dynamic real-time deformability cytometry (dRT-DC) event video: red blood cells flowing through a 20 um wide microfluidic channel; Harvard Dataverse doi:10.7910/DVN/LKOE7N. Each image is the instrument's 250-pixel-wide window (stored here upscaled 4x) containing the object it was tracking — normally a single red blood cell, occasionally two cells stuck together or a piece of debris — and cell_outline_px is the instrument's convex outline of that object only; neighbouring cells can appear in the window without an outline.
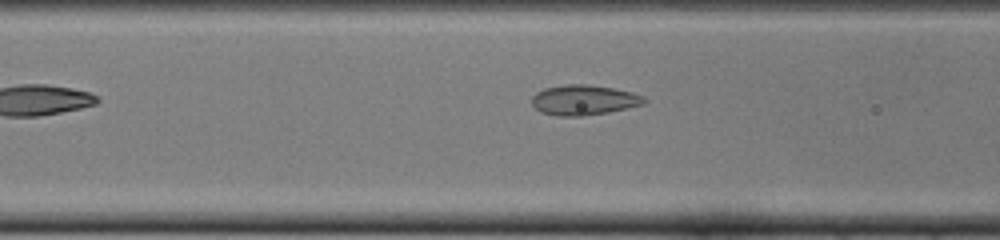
{"species": "common noctule bat (a hibernating species)", "species_latin": "Nyctalus noctula", "temperature_condition": "cold", "stored_images_in_passage": 7, "camera_frame_rate_fps": 3000, "um_per_image_px": 0.085, "animal": {"sex": "female", "body_mass_g": 22.0, "forearm_length_mm": 56.7}, "frame": {"image": 1, "passage_image": 5, "time_ms": 1.333, "image_size_px": [1000, 240], "cell_outline_px": [[648, 100], [644, 104], [608, 112], [584, 116], [556, 116], [540, 112], [532, 104], [532, 96], [536, 92], [544, 88], [564, 84], [588, 84], [612, 88], [632, 92], [644, 96]], "centroid_in_image_um": [49.62, 8.5], "position_along_channel_um": 117.0, "area_um2": 19.88}}